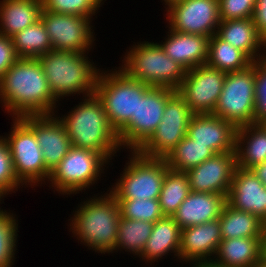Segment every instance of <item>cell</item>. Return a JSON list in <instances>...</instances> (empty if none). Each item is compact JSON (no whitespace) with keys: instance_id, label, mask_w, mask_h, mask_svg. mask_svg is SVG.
<instances>
[{"instance_id":"cell-1","label":"cell","mask_w":266,"mask_h":267,"mask_svg":"<svg viewBox=\"0 0 266 267\" xmlns=\"http://www.w3.org/2000/svg\"><path fill=\"white\" fill-rule=\"evenodd\" d=\"M0 99L14 118L54 115V98L38 58H18L0 78Z\"/></svg>"},{"instance_id":"cell-2","label":"cell","mask_w":266,"mask_h":267,"mask_svg":"<svg viewBox=\"0 0 266 267\" xmlns=\"http://www.w3.org/2000/svg\"><path fill=\"white\" fill-rule=\"evenodd\" d=\"M69 113L58 118L65 127L72 146L93 150L111 160L121 145L118 133L112 127L97 95L85 97Z\"/></svg>"},{"instance_id":"cell-3","label":"cell","mask_w":266,"mask_h":267,"mask_svg":"<svg viewBox=\"0 0 266 267\" xmlns=\"http://www.w3.org/2000/svg\"><path fill=\"white\" fill-rule=\"evenodd\" d=\"M90 199L80 204L74 218L69 219L72 221L70 229L78 240L95 252L112 253L121 216L119 203L110 192Z\"/></svg>"},{"instance_id":"cell-4","label":"cell","mask_w":266,"mask_h":267,"mask_svg":"<svg viewBox=\"0 0 266 267\" xmlns=\"http://www.w3.org/2000/svg\"><path fill=\"white\" fill-rule=\"evenodd\" d=\"M38 60L57 101L77 92L83 93V97L95 94L100 69L88 60L85 53L52 49Z\"/></svg>"},{"instance_id":"cell-5","label":"cell","mask_w":266,"mask_h":267,"mask_svg":"<svg viewBox=\"0 0 266 267\" xmlns=\"http://www.w3.org/2000/svg\"><path fill=\"white\" fill-rule=\"evenodd\" d=\"M141 43L130 48L123 60L124 65L119 69L128 77L150 87H169L177 90L187 70L169 58L159 43Z\"/></svg>"},{"instance_id":"cell-6","label":"cell","mask_w":266,"mask_h":267,"mask_svg":"<svg viewBox=\"0 0 266 267\" xmlns=\"http://www.w3.org/2000/svg\"><path fill=\"white\" fill-rule=\"evenodd\" d=\"M105 73L98 75L95 94L118 133L132 117L137 116V100L150 86L128 77L121 69Z\"/></svg>"},{"instance_id":"cell-7","label":"cell","mask_w":266,"mask_h":267,"mask_svg":"<svg viewBox=\"0 0 266 267\" xmlns=\"http://www.w3.org/2000/svg\"><path fill=\"white\" fill-rule=\"evenodd\" d=\"M168 168L164 158L147 157L132 151L130 161L110 193L116 199H159Z\"/></svg>"},{"instance_id":"cell-8","label":"cell","mask_w":266,"mask_h":267,"mask_svg":"<svg viewBox=\"0 0 266 267\" xmlns=\"http://www.w3.org/2000/svg\"><path fill=\"white\" fill-rule=\"evenodd\" d=\"M255 61L245 69L228 72L212 114L237 128L254 124Z\"/></svg>"},{"instance_id":"cell-9","label":"cell","mask_w":266,"mask_h":267,"mask_svg":"<svg viewBox=\"0 0 266 267\" xmlns=\"http://www.w3.org/2000/svg\"><path fill=\"white\" fill-rule=\"evenodd\" d=\"M107 162L109 163L101 153L72 146L47 180L63 195L77 194L96 183Z\"/></svg>"},{"instance_id":"cell-10","label":"cell","mask_w":266,"mask_h":267,"mask_svg":"<svg viewBox=\"0 0 266 267\" xmlns=\"http://www.w3.org/2000/svg\"><path fill=\"white\" fill-rule=\"evenodd\" d=\"M176 90L169 87H150L137 100V116L118 132L121 147L137 151L154 133L162 121L168 98ZM125 145V146H124Z\"/></svg>"},{"instance_id":"cell-11","label":"cell","mask_w":266,"mask_h":267,"mask_svg":"<svg viewBox=\"0 0 266 267\" xmlns=\"http://www.w3.org/2000/svg\"><path fill=\"white\" fill-rule=\"evenodd\" d=\"M13 120L11 133L4 138L10 150L15 175L23 185L30 183L34 186L39 181L44 182L49 179L51 172L44 164L35 133L20 118Z\"/></svg>"},{"instance_id":"cell-12","label":"cell","mask_w":266,"mask_h":267,"mask_svg":"<svg viewBox=\"0 0 266 267\" xmlns=\"http://www.w3.org/2000/svg\"><path fill=\"white\" fill-rule=\"evenodd\" d=\"M40 20L49 35L53 50L86 53L95 41L91 18L55 13L42 8Z\"/></svg>"},{"instance_id":"cell-13","label":"cell","mask_w":266,"mask_h":267,"mask_svg":"<svg viewBox=\"0 0 266 267\" xmlns=\"http://www.w3.org/2000/svg\"><path fill=\"white\" fill-rule=\"evenodd\" d=\"M225 78L226 72L203 64L188 70L176 91L194 114L213 113Z\"/></svg>"},{"instance_id":"cell-14","label":"cell","mask_w":266,"mask_h":267,"mask_svg":"<svg viewBox=\"0 0 266 267\" xmlns=\"http://www.w3.org/2000/svg\"><path fill=\"white\" fill-rule=\"evenodd\" d=\"M169 29L212 37L220 24L219 0H181L167 6Z\"/></svg>"},{"instance_id":"cell-15","label":"cell","mask_w":266,"mask_h":267,"mask_svg":"<svg viewBox=\"0 0 266 267\" xmlns=\"http://www.w3.org/2000/svg\"><path fill=\"white\" fill-rule=\"evenodd\" d=\"M55 115H28L20 119L35 133L46 168L52 172L72 147L65 127Z\"/></svg>"},{"instance_id":"cell-16","label":"cell","mask_w":266,"mask_h":267,"mask_svg":"<svg viewBox=\"0 0 266 267\" xmlns=\"http://www.w3.org/2000/svg\"><path fill=\"white\" fill-rule=\"evenodd\" d=\"M236 167L235 151L216 154L186 172L190 190L219 193L227 197Z\"/></svg>"},{"instance_id":"cell-17","label":"cell","mask_w":266,"mask_h":267,"mask_svg":"<svg viewBox=\"0 0 266 267\" xmlns=\"http://www.w3.org/2000/svg\"><path fill=\"white\" fill-rule=\"evenodd\" d=\"M237 127L231 122L212 114H194L187 136L195 143L209 146L216 154L236 150Z\"/></svg>"},{"instance_id":"cell-18","label":"cell","mask_w":266,"mask_h":267,"mask_svg":"<svg viewBox=\"0 0 266 267\" xmlns=\"http://www.w3.org/2000/svg\"><path fill=\"white\" fill-rule=\"evenodd\" d=\"M226 202L236 210L266 221V186L252 170L236 167Z\"/></svg>"},{"instance_id":"cell-19","label":"cell","mask_w":266,"mask_h":267,"mask_svg":"<svg viewBox=\"0 0 266 267\" xmlns=\"http://www.w3.org/2000/svg\"><path fill=\"white\" fill-rule=\"evenodd\" d=\"M221 241L219 218L184 228L181 230L179 258L191 263L213 261L211 256L216 255Z\"/></svg>"},{"instance_id":"cell-20","label":"cell","mask_w":266,"mask_h":267,"mask_svg":"<svg viewBox=\"0 0 266 267\" xmlns=\"http://www.w3.org/2000/svg\"><path fill=\"white\" fill-rule=\"evenodd\" d=\"M226 203L223 194L191 191L172 217L184 229L218 219Z\"/></svg>"},{"instance_id":"cell-21","label":"cell","mask_w":266,"mask_h":267,"mask_svg":"<svg viewBox=\"0 0 266 267\" xmlns=\"http://www.w3.org/2000/svg\"><path fill=\"white\" fill-rule=\"evenodd\" d=\"M168 38L160 43L166 55L187 71L206 64L209 37L169 29Z\"/></svg>"},{"instance_id":"cell-22","label":"cell","mask_w":266,"mask_h":267,"mask_svg":"<svg viewBox=\"0 0 266 267\" xmlns=\"http://www.w3.org/2000/svg\"><path fill=\"white\" fill-rule=\"evenodd\" d=\"M216 34L233 47L243 51L253 62L266 57V52L263 55L256 53L263 46V50L266 48V42L258 34L252 18L220 21Z\"/></svg>"},{"instance_id":"cell-23","label":"cell","mask_w":266,"mask_h":267,"mask_svg":"<svg viewBox=\"0 0 266 267\" xmlns=\"http://www.w3.org/2000/svg\"><path fill=\"white\" fill-rule=\"evenodd\" d=\"M263 253L264 237L223 239L213 262L222 267H254Z\"/></svg>"},{"instance_id":"cell-24","label":"cell","mask_w":266,"mask_h":267,"mask_svg":"<svg viewBox=\"0 0 266 267\" xmlns=\"http://www.w3.org/2000/svg\"><path fill=\"white\" fill-rule=\"evenodd\" d=\"M181 230L172 216H164L154 222L140 255L142 260L153 263L171 251L179 258Z\"/></svg>"},{"instance_id":"cell-25","label":"cell","mask_w":266,"mask_h":267,"mask_svg":"<svg viewBox=\"0 0 266 267\" xmlns=\"http://www.w3.org/2000/svg\"><path fill=\"white\" fill-rule=\"evenodd\" d=\"M235 153L242 169L251 170L266 162V127L262 123L238 127Z\"/></svg>"},{"instance_id":"cell-26","label":"cell","mask_w":266,"mask_h":267,"mask_svg":"<svg viewBox=\"0 0 266 267\" xmlns=\"http://www.w3.org/2000/svg\"><path fill=\"white\" fill-rule=\"evenodd\" d=\"M0 34L12 37L40 20L42 0L0 1Z\"/></svg>"},{"instance_id":"cell-27","label":"cell","mask_w":266,"mask_h":267,"mask_svg":"<svg viewBox=\"0 0 266 267\" xmlns=\"http://www.w3.org/2000/svg\"><path fill=\"white\" fill-rule=\"evenodd\" d=\"M223 239L264 237V222L249 212L236 210L227 203L219 217Z\"/></svg>"},{"instance_id":"cell-28","label":"cell","mask_w":266,"mask_h":267,"mask_svg":"<svg viewBox=\"0 0 266 267\" xmlns=\"http://www.w3.org/2000/svg\"><path fill=\"white\" fill-rule=\"evenodd\" d=\"M253 61L241 50L222 40L217 34L209 38L206 64L223 72L245 69Z\"/></svg>"},{"instance_id":"cell-29","label":"cell","mask_w":266,"mask_h":267,"mask_svg":"<svg viewBox=\"0 0 266 267\" xmlns=\"http://www.w3.org/2000/svg\"><path fill=\"white\" fill-rule=\"evenodd\" d=\"M214 155L216 153L209 146L195 143V140L186 135L164 159L169 168L187 172Z\"/></svg>"},{"instance_id":"cell-30","label":"cell","mask_w":266,"mask_h":267,"mask_svg":"<svg viewBox=\"0 0 266 267\" xmlns=\"http://www.w3.org/2000/svg\"><path fill=\"white\" fill-rule=\"evenodd\" d=\"M11 39L18 58H38L53 49L41 20L16 33Z\"/></svg>"},{"instance_id":"cell-31","label":"cell","mask_w":266,"mask_h":267,"mask_svg":"<svg viewBox=\"0 0 266 267\" xmlns=\"http://www.w3.org/2000/svg\"><path fill=\"white\" fill-rule=\"evenodd\" d=\"M191 192L186 172L166 170L159 203L164 216H173Z\"/></svg>"},{"instance_id":"cell-32","label":"cell","mask_w":266,"mask_h":267,"mask_svg":"<svg viewBox=\"0 0 266 267\" xmlns=\"http://www.w3.org/2000/svg\"><path fill=\"white\" fill-rule=\"evenodd\" d=\"M152 229L153 223L151 222L126 219L120 216L115 250L121 247L140 257Z\"/></svg>"},{"instance_id":"cell-33","label":"cell","mask_w":266,"mask_h":267,"mask_svg":"<svg viewBox=\"0 0 266 267\" xmlns=\"http://www.w3.org/2000/svg\"><path fill=\"white\" fill-rule=\"evenodd\" d=\"M187 129L188 127L157 126L137 151L147 157L165 158L187 135Z\"/></svg>"},{"instance_id":"cell-34","label":"cell","mask_w":266,"mask_h":267,"mask_svg":"<svg viewBox=\"0 0 266 267\" xmlns=\"http://www.w3.org/2000/svg\"><path fill=\"white\" fill-rule=\"evenodd\" d=\"M119 203L120 214L126 219L143 220L151 223L164 217L159 199H116Z\"/></svg>"},{"instance_id":"cell-35","label":"cell","mask_w":266,"mask_h":267,"mask_svg":"<svg viewBox=\"0 0 266 267\" xmlns=\"http://www.w3.org/2000/svg\"><path fill=\"white\" fill-rule=\"evenodd\" d=\"M0 210V267L13 265L18 224L14 214Z\"/></svg>"},{"instance_id":"cell-36","label":"cell","mask_w":266,"mask_h":267,"mask_svg":"<svg viewBox=\"0 0 266 267\" xmlns=\"http://www.w3.org/2000/svg\"><path fill=\"white\" fill-rule=\"evenodd\" d=\"M103 0H42L45 10L91 18Z\"/></svg>"},{"instance_id":"cell-37","label":"cell","mask_w":266,"mask_h":267,"mask_svg":"<svg viewBox=\"0 0 266 267\" xmlns=\"http://www.w3.org/2000/svg\"><path fill=\"white\" fill-rule=\"evenodd\" d=\"M194 113L184 98L175 91L165 105L162 121L158 126L188 127Z\"/></svg>"},{"instance_id":"cell-38","label":"cell","mask_w":266,"mask_h":267,"mask_svg":"<svg viewBox=\"0 0 266 267\" xmlns=\"http://www.w3.org/2000/svg\"><path fill=\"white\" fill-rule=\"evenodd\" d=\"M23 185L14 172L13 161L5 138L0 136V191L4 195ZM8 192V193H7Z\"/></svg>"},{"instance_id":"cell-39","label":"cell","mask_w":266,"mask_h":267,"mask_svg":"<svg viewBox=\"0 0 266 267\" xmlns=\"http://www.w3.org/2000/svg\"><path fill=\"white\" fill-rule=\"evenodd\" d=\"M254 123L266 120V57L255 61Z\"/></svg>"},{"instance_id":"cell-40","label":"cell","mask_w":266,"mask_h":267,"mask_svg":"<svg viewBox=\"0 0 266 267\" xmlns=\"http://www.w3.org/2000/svg\"><path fill=\"white\" fill-rule=\"evenodd\" d=\"M256 0H219L220 21L252 18Z\"/></svg>"},{"instance_id":"cell-41","label":"cell","mask_w":266,"mask_h":267,"mask_svg":"<svg viewBox=\"0 0 266 267\" xmlns=\"http://www.w3.org/2000/svg\"><path fill=\"white\" fill-rule=\"evenodd\" d=\"M17 59L12 39L0 34V78Z\"/></svg>"},{"instance_id":"cell-42","label":"cell","mask_w":266,"mask_h":267,"mask_svg":"<svg viewBox=\"0 0 266 267\" xmlns=\"http://www.w3.org/2000/svg\"><path fill=\"white\" fill-rule=\"evenodd\" d=\"M252 19L258 34L266 42V0H256Z\"/></svg>"},{"instance_id":"cell-43","label":"cell","mask_w":266,"mask_h":267,"mask_svg":"<svg viewBox=\"0 0 266 267\" xmlns=\"http://www.w3.org/2000/svg\"><path fill=\"white\" fill-rule=\"evenodd\" d=\"M252 172L266 186V162L253 167Z\"/></svg>"},{"instance_id":"cell-44","label":"cell","mask_w":266,"mask_h":267,"mask_svg":"<svg viewBox=\"0 0 266 267\" xmlns=\"http://www.w3.org/2000/svg\"><path fill=\"white\" fill-rule=\"evenodd\" d=\"M192 264H194V265L191 267H222V266L215 264L213 261L196 262V263H192Z\"/></svg>"},{"instance_id":"cell-45","label":"cell","mask_w":266,"mask_h":267,"mask_svg":"<svg viewBox=\"0 0 266 267\" xmlns=\"http://www.w3.org/2000/svg\"><path fill=\"white\" fill-rule=\"evenodd\" d=\"M254 267H266V254L263 253L259 262Z\"/></svg>"},{"instance_id":"cell-46","label":"cell","mask_w":266,"mask_h":267,"mask_svg":"<svg viewBox=\"0 0 266 267\" xmlns=\"http://www.w3.org/2000/svg\"><path fill=\"white\" fill-rule=\"evenodd\" d=\"M165 1V5H168L170 6L171 4L175 3V2H178V1H181V0H164Z\"/></svg>"},{"instance_id":"cell-47","label":"cell","mask_w":266,"mask_h":267,"mask_svg":"<svg viewBox=\"0 0 266 267\" xmlns=\"http://www.w3.org/2000/svg\"><path fill=\"white\" fill-rule=\"evenodd\" d=\"M264 253L266 254V235H264Z\"/></svg>"},{"instance_id":"cell-48","label":"cell","mask_w":266,"mask_h":267,"mask_svg":"<svg viewBox=\"0 0 266 267\" xmlns=\"http://www.w3.org/2000/svg\"><path fill=\"white\" fill-rule=\"evenodd\" d=\"M4 196L5 195L0 191V199H2ZM0 201H2V200H0ZM0 210H1V208H0Z\"/></svg>"},{"instance_id":"cell-49","label":"cell","mask_w":266,"mask_h":267,"mask_svg":"<svg viewBox=\"0 0 266 267\" xmlns=\"http://www.w3.org/2000/svg\"><path fill=\"white\" fill-rule=\"evenodd\" d=\"M264 235H266V221L264 222Z\"/></svg>"},{"instance_id":"cell-50","label":"cell","mask_w":266,"mask_h":267,"mask_svg":"<svg viewBox=\"0 0 266 267\" xmlns=\"http://www.w3.org/2000/svg\"><path fill=\"white\" fill-rule=\"evenodd\" d=\"M262 124L266 127V120L262 122Z\"/></svg>"}]
</instances>
